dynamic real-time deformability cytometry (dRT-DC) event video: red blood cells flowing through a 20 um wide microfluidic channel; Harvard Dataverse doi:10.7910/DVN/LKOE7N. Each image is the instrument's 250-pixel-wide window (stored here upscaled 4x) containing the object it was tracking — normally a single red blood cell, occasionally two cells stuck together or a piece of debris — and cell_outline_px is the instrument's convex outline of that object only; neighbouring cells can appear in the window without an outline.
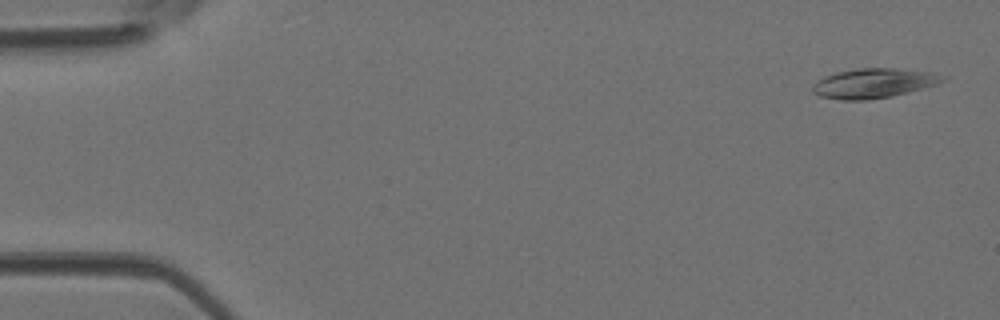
{"species": "Egyptian fruit bat (a non-hibernating species)", "species_latin": "Rousettus aegyptiacus", "temperature_condition": "room temperature", "stored_images_in_passage": 45, "camera_frame_rate_fps": 3000, "um_per_image_px": 0.085, "animal": {"sex": "female"}, "frame": {"image": 1, "passage_image": 2, "time_ms": 0.333, "image_size_px": [1000, 320], "cell_outline_px": [[948, 76], [944, 80], [936, 84], [908, 92], [892, 96], [864, 100], [840, 100], [820, 96], [812, 92], [812, 84], [816, 80], [824, 76], [836, 72], [860, 68], [896, 68], [932, 72]], "centroid_in_image_um": [74.23, 7.07], "position_along_channel_um": 10.8, "area_um2": 22.54}}
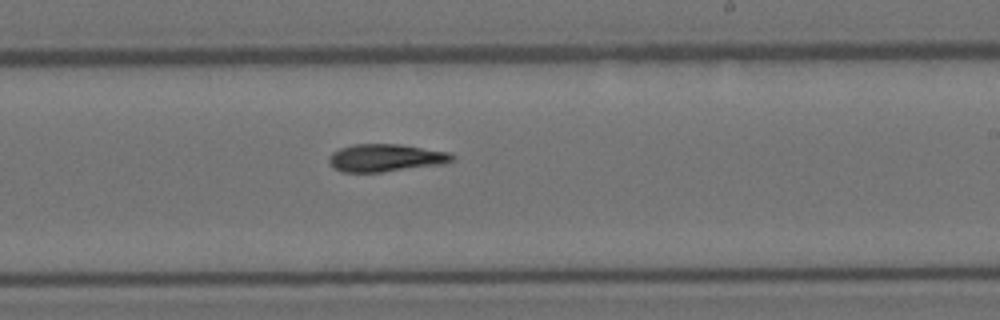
{"frame": {"image": 2, "passage_image": 27, "time_ms": 8.667, "image_size_px": [1000, 320], "cell_outline_px": [[456, 156], [452, 160], [444, 164], [384, 172], [340, 172], [332, 168], [328, 164], [328, 156], [332, 152], [340, 148], [352, 144], [400, 144], [452, 152]], "centroid_in_image_um": [32.77, 13.42], "position_along_channel_um": 256.2, "area_um2": 20.29}}
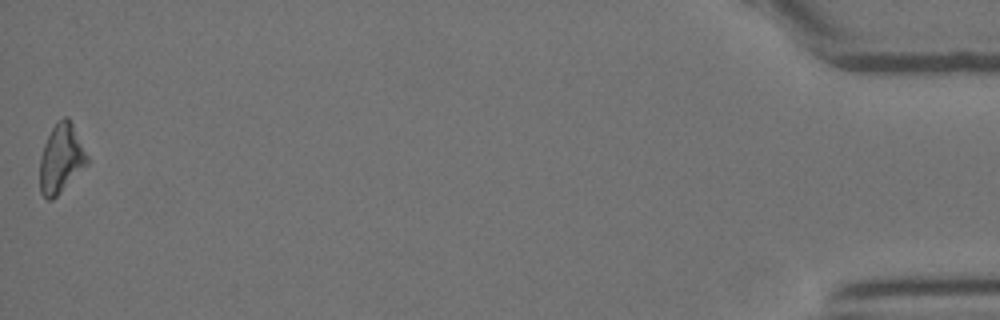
{"frame": {"image": 3, "passage_image": 45, "time_ms": 14.667, "image_size_px": [1000, 320], "cell_outline_px": [[88, 164], [52, 200], [48, 200], [40, 192], [40, 156], [44, 144], [52, 128], [64, 116], [68, 116], [88, 156]], "centroid_in_image_um": [5.18, 13.49], "position_along_channel_um": 430.0, "area_um2": 18.67}}